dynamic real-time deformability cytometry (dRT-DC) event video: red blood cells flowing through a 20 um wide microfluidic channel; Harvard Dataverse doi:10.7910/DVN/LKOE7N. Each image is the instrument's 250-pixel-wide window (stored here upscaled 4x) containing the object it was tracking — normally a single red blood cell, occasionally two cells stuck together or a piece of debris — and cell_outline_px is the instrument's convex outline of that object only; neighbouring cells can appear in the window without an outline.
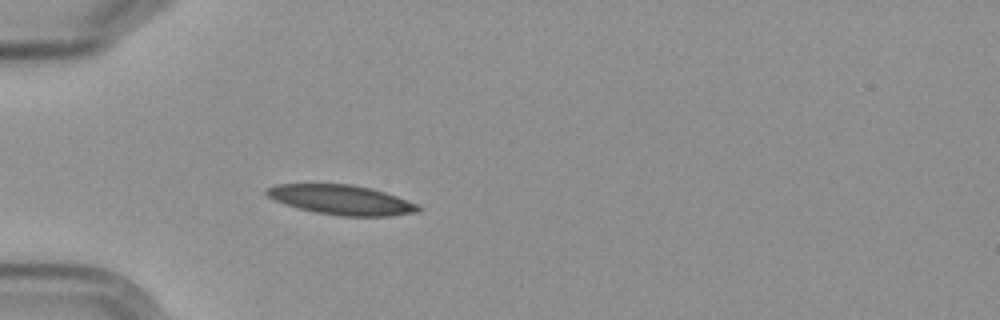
{"species": "Egyptian fruit bat (a non-hibernating species)", "species_latin": "Rousettus aegyptiacus", "temperature_condition": "cold", "stored_images_in_passage": 3, "camera_frame_rate_fps": 3000, "um_per_image_px": 0.085, "frame": {"image": 1, "passage_image": 3, "time_ms": 2.333, "image_size_px": [1000, 320], "cell_outline_px": [[420, 212], [388, 216], [340, 216], [316, 212], [296, 208], [276, 200], [268, 196], [264, 192], [268, 188], [276, 184], [352, 184], [372, 188], [420, 204]], "centroid_in_image_um": [29.06, 16.99], "position_along_channel_um": 55.9, "area_um2": 26.24}}